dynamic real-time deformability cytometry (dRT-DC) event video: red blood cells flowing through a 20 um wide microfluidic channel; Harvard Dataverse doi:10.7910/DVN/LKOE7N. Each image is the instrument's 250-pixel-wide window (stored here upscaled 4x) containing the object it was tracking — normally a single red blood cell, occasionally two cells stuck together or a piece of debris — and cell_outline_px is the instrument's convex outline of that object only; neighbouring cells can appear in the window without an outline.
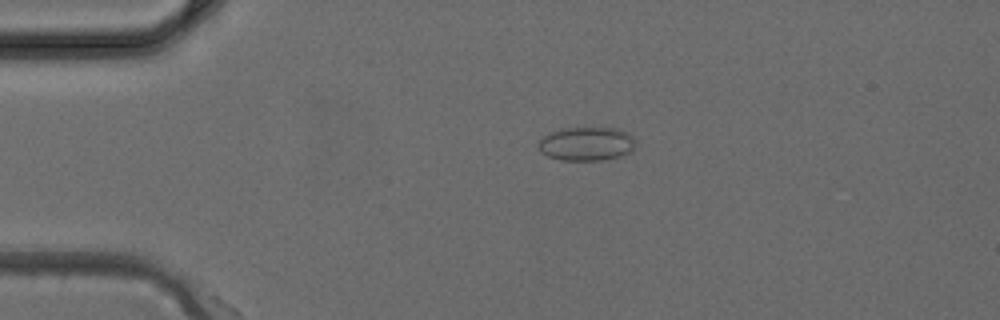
{"species": "common noctule bat (a hibernating species)", "species_latin": "Nyctalus noctula", "temperature_condition": "cold", "stored_images_in_passage": 3, "camera_frame_rate_fps": 3000, "um_per_image_px": 0.085, "animal": {"sex": "female", "body_mass_g": 24.6, "forearm_length_mm": 56.2}, "frame": {"image": 1, "passage_image": 3, "time_ms": 0.667, "image_size_px": [1000, 320], "cell_outline_px": [[636, 144], [632, 152], [620, 156], [604, 160], [560, 160], [548, 156], [540, 152], [536, 144], [544, 136], [560, 128], [620, 128], [628, 132], [636, 140]], "centroid_in_image_um": [49.88, 12.22], "position_along_channel_um": 35.1, "area_um2": 19.42}}